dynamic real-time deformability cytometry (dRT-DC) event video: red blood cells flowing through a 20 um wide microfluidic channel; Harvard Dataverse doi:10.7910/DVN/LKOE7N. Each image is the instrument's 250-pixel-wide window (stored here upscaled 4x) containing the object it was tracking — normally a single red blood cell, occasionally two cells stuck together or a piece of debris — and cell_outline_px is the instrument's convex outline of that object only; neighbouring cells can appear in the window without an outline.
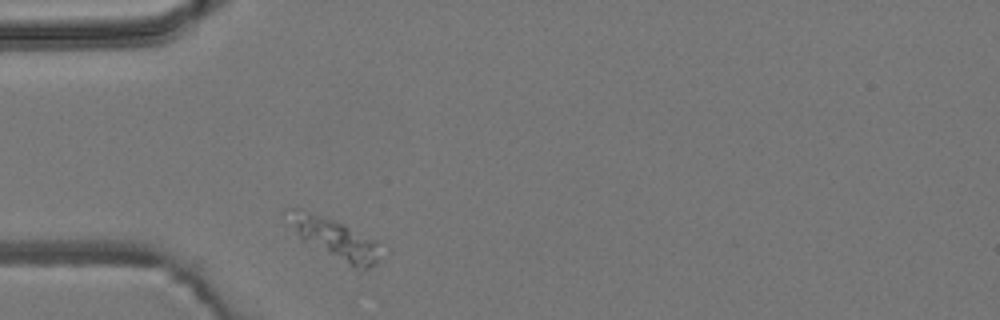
{"species": "common noctule bat (a hibernating species)", "species_latin": "Nyctalus noctula", "temperature_condition": "room temperature", "stored_images_in_passage": 1, "camera_frame_rate_fps": 3000, "um_per_image_px": 0.085, "animal": {"sex": "male", "body_mass_g": 19.2, "forearm_length_mm": 51.8}, "frame": {"image": 1, "passage_image": 1, "time_ms": 0.0, "image_size_px": [1000, 320], "cell_outline_px": [[376, 264], [360, 272], [304, 240], [296, 232], [284, 212], [284, 208], [300, 208], [344, 224], [376, 240]], "centroid_in_image_um": [28.42, 20.27], "position_along_channel_um": 56.6, "area_um2": 21.1}}